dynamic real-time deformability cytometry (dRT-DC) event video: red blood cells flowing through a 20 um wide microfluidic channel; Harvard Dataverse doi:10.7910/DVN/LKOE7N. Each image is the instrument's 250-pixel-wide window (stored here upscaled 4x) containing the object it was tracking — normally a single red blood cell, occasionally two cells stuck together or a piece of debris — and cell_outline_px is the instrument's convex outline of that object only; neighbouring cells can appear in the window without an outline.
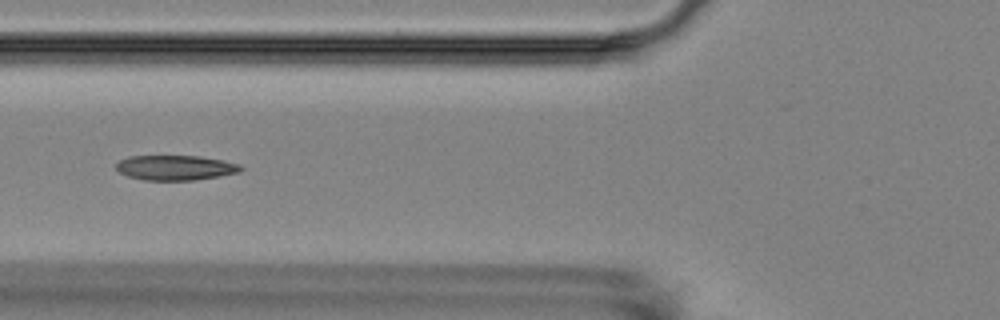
{"species": "Egyptian fruit bat (a non-hibernating species)", "species_latin": "Rousettus aegyptiacus", "temperature_condition": "room temperature", "stored_images_in_passage": 11, "camera_frame_rate_fps": 3000, "um_per_image_px": 0.085, "animal": {"sex": "female"}, "frame": {"image": 1, "passage_image": 7, "time_ms": 7.0, "image_size_px": [1000, 320], "cell_outline_px": [[244, 168], [240, 172], [220, 176], [196, 180], [144, 180], [128, 176], [120, 172], [116, 168], [116, 164], [120, 160], [128, 156], [200, 156], [240, 164]], "centroid_in_image_um": [14.93, 14.25], "position_along_channel_um": 110.9, "area_um2": 18.09}}
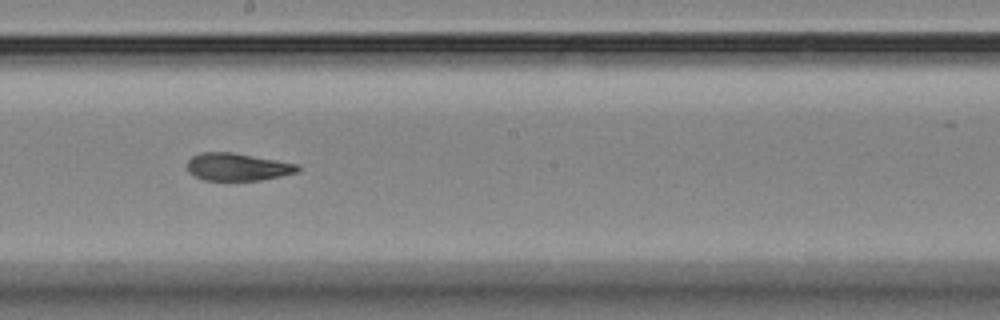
{"frame": {"image": 2, "passage_image": 10, "time_ms": 10.333, "image_size_px": [1000, 320], "cell_outline_px": [[300, 172], [260, 180], [204, 180], [188, 172], [188, 160], [192, 156], [200, 152], [232, 152], [300, 164]], "centroid_in_image_um": [20.22, 14.18], "position_along_channel_um": 228.0, "area_um2": 17.8}}
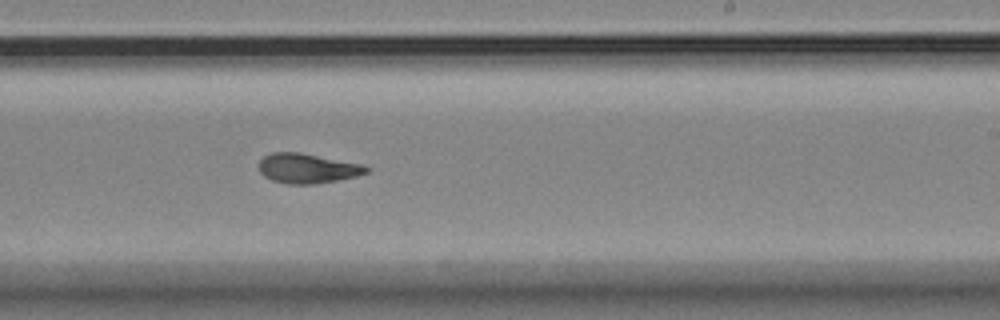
{"frame": {"image": 3, "passage_image": 11, "time_ms": 11.333, "image_size_px": [1000, 320], "cell_outline_px": [[368, 172], [356, 176], [336, 180], [312, 184], [288, 184], [272, 180], [264, 176], [260, 172], [260, 160], [264, 156], [272, 152], [300, 152], [364, 164], [368, 168]], "centroid_in_image_um": [26.13, 14.3], "position_along_channel_um": 262.9, "area_um2": 18.55}}